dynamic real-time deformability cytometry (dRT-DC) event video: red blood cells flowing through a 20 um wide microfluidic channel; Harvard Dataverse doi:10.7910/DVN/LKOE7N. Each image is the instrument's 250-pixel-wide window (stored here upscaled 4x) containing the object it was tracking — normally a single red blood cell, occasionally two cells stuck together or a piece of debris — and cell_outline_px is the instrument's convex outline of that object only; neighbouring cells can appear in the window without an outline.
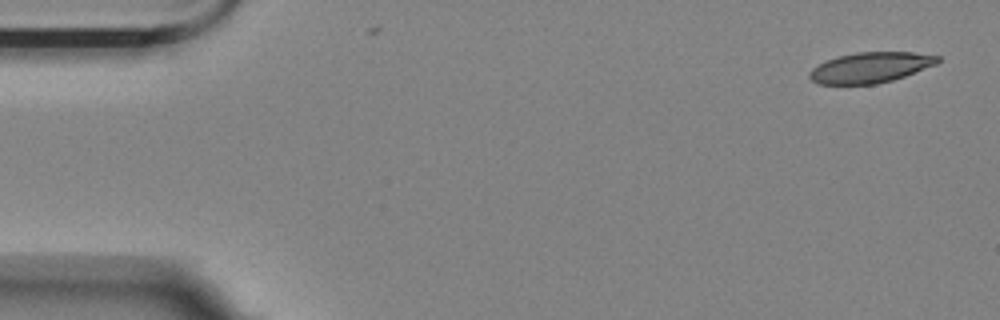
{"species": "Egyptian fruit bat (a non-hibernating species)", "species_latin": "Rousettus aegyptiacus", "temperature_condition": "room temperature", "stored_images_in_passage": 5, "camera_frame_rate_fps": 3000, "um_per_image_px": 0.085, "animal": {"sex": "female"}, "frame": {"image": 1, "passage_image": 1, "time_ms": 0.0, "image_size_px": [1000, 320], "cell_outline_px": [[940, 60], [936, 64], [904, 76], [892, 80], [876, 84], [816, 84], [808, 76], [808, 72], [812, 68], [836, 56], [856, 52], [912, 52], [940, 56]], "centroid_in_image_um": [73.96, 5.73], "position_along_channel_um": 11.0, "area_um2": 22.72}}
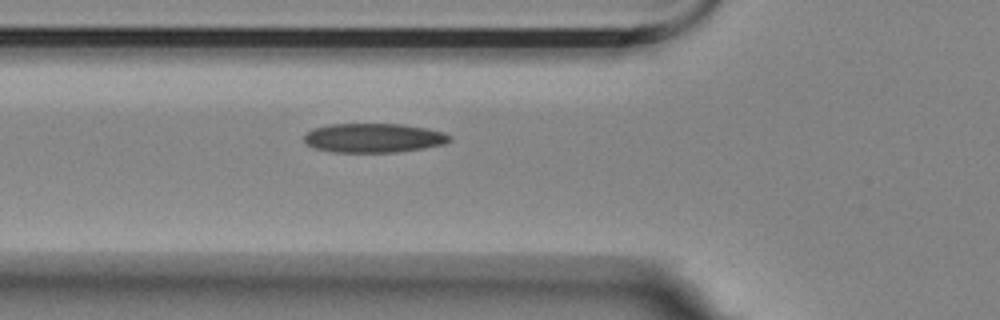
{"frame": {"image": 2, "passage_image": 5, "time_ms": 1.333, "image_size_px": [1000, 320], "cell_outline_px": [[452, 140], [444, 144], [424, 148], [396, 152], [332, 152], [316, 148], [308, 144], [304, 140], [304, 136], [312, 128], [328, 124], [404, 124], [444, 132], [452, 136]], "centroid_in_image_um": [31.78, 11.72], "position_along_channel_um": 94.0, "area_um2": 24.8}}